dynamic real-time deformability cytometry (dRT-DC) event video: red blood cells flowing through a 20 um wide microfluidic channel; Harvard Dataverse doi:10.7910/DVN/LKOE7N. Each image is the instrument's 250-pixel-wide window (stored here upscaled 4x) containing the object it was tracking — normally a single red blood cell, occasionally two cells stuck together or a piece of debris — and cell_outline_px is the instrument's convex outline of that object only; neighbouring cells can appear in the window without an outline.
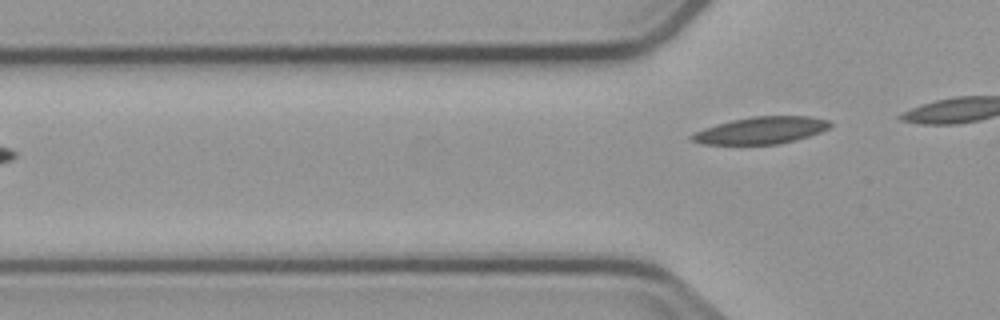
{"species": "common noctule bat (a hibernating species)", "species_latin": "Nyctalus noctula", "temperature_condition": "cold", "stored_images_in_passage": 6, "camera_frame_rate_fps": 3000, "um_per_image_px": 0.085, "animal": {"sex": "male", "body_mass_g": 23.1, "forearm_length_mm": 52.7}, "frame": {"image": 1, "passage_image": 6, "time_ms": 6.0, "image_size_px": [1000, 320], "cell_outline_px": [[832, 124], [828, 128], [820, 132], [796, 140], [780, 144], [704, 144], [692, 140], [688, 136], [704, 128], [716, 124], [732, 120], [752, 116], [808, 116], [828, 120]], "centroid_in_image_um": [64.69, 11.08], "position_along_channel_um": 61.1, "area_um2": 21.68}}